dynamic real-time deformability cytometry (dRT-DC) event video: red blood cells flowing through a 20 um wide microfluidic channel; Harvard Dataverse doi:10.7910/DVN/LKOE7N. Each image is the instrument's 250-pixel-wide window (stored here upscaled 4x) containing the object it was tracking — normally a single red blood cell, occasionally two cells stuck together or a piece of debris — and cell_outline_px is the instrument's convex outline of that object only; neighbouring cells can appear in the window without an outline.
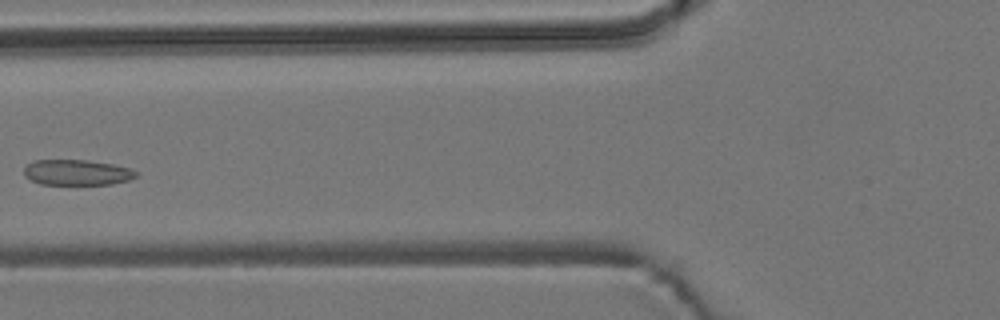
{"species": "common noctule bat (a hibernating species)", "species_latin": "Nyctalus noctula", "temperature_condition": "room temperature", "stored_images_in_passage": 3, "camera_frame_rate_fps": 3000, "um_per_image_px": 0.085, "animal": {"sex": "male", "body_mass_g": 19.2, "forearm_length_mm": 51.8}, "frame": {"image": 1, "passage_image": 3, "time_ms": 2.333, "image_size_px": [1000, 320], "cell_outline_px": [[136, 176], [128, 180], [112, 184], [40, 184], [24, 176], [24, 168], [32, 160], [88, 160], [112, 164], [128, 168], [136, 172]], "centroid_in_image_um": [6.5, 14.65], "position_along_channel_um": 119.3, "area_um2": 16.53}}